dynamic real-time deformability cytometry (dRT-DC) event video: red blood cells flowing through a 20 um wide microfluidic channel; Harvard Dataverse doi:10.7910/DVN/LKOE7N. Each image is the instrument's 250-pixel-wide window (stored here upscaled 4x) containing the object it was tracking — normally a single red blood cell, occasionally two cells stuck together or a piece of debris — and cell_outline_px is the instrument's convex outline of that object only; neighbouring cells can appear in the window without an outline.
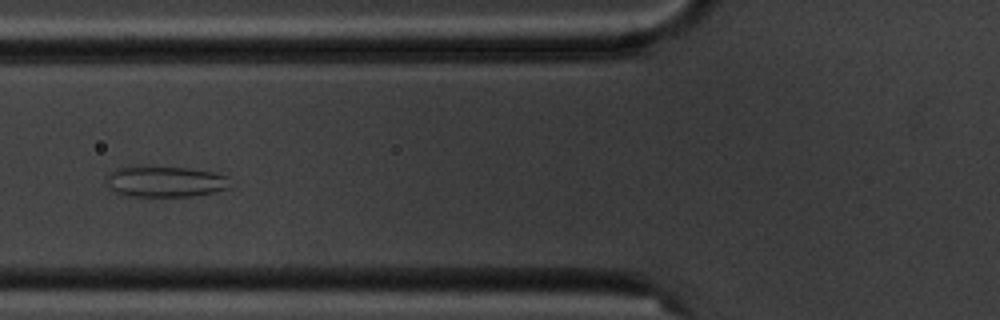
{"species": "common noctule bat (a hibernating species)", "species_latin": "Nyctalus noctula", "temperature_condition": "cold", "stored_images_in_passage": 9, "camera_frame_rate_fps": 3000, "um_per_image_px": 0.085, "animal": {"sex": "male", "body_mass_g": 20.1, "forearm_length_mm": 53.5}, "frame": {"image": 1, "passage_image": 4, "time_ms": 3.667, "image_size_px": [1000, 320], "cell_outline_px": [[228, 188], [212, 192], [192, 196], [124, 196], [112, 192], [108, 188], [108, 172], [116, 168], [132, 164], [148, 164], [188, 168], [212, 172], [228, 176]], "centroid_in_image_um": [13.92, 15.39], "position_along_channel_um": 111.9, "area_um2": 23.06}}
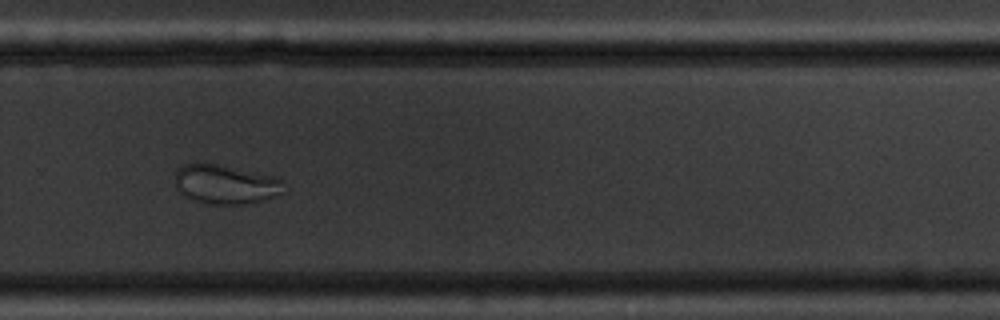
{"frame": {"image": 2, "passage_image": 9, "time_ms": 9.333, "image_size_px": [1000, 320], "cell_outline_px": [[284, 192], [248, 204], [212, 204], [192, 200], [184, 196], [176, 188], [176, 168], [184, 164], [196, 160], [204, 160], [276, 176], [284, 180]], "centroid_in_image_um": [19.13, 15.61], "position_along_channel_um": 310.7, "area_um2": 25.72}}